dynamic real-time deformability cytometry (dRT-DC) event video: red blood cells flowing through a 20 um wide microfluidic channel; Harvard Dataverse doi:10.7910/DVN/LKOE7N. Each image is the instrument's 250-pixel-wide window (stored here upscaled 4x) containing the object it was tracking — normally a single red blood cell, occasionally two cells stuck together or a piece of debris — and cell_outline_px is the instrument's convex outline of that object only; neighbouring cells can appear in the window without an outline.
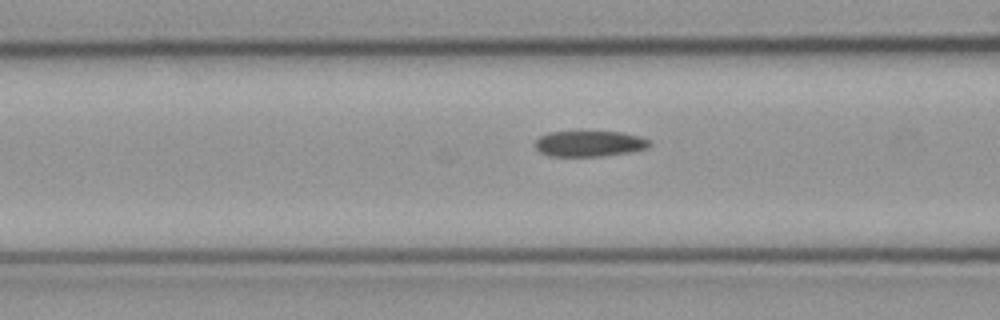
{"species": "common noctule bat (a hibernating species)", "species_latin": "Nyctalus noctula", "temperature_condition": "cold", "stored_images_in_passage": 20, "camera_frame_rate_fps": 3000, "um_per_image_px": 0.085, "animal": {"sex": "male", "body_mass_g": 23.1, "forearm_length_mm": 52.7}, "frame": {"image": 1, "passage_image": 12, "time_ms": 3.667, "image_size_px": [1000, 320], "cell_outline_px": [[652, 144], [648, 148], [632, 152], [604, 156], [548, 156], [540, 152], [532, 144], [540, 136], [548, 132], [620, 132], [640, 136], [648, 140]], "centroid_in_image_um": [50.09, 12.22], "position_along_channel_um": 116.5, "area_um2": 17.34}}
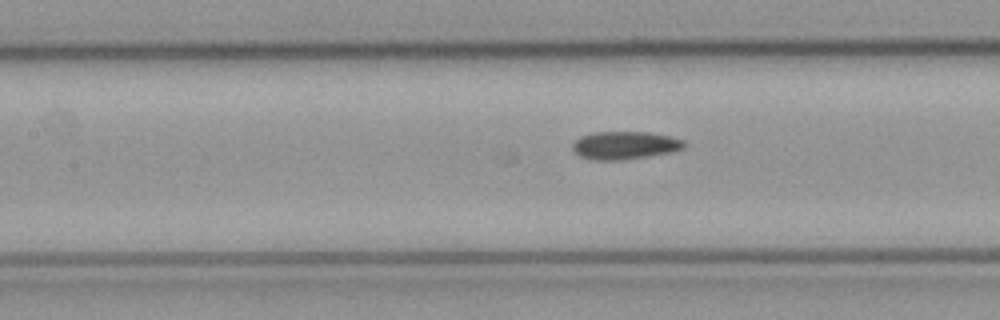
{"frame": {"image": 2, "passage_image": 15, "time_ms": 4.667, "image_size_px": [1000, 320], "cell_outline_px": [[684, 148], [672, 152], [648, 156], [620, 160], [592, 160], [580, 156], [572, 148], [572, 144], [580, 136], [592, 132], [648, 132], [668, 136], [684, 140]], "centroid_in_image_um": [53.09, 12.35], "position_along_channel_um": 154.3, "area_um2": 18.09}}